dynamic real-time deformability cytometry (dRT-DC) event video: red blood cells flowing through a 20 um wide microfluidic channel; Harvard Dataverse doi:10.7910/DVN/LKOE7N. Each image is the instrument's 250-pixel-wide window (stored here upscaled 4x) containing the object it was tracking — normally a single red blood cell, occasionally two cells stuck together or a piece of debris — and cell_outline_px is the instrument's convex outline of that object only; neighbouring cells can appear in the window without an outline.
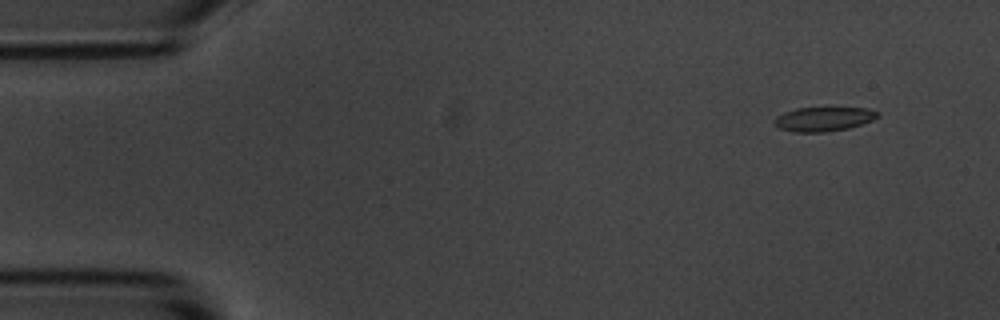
{"species": "common noctule bat (a hibernating species)", "species_latin": "Nyctalus noctula", "temperature_condition": "room temperature", "stored_images_in_passage": 4, "camera_frame_rate_fps": 3000, "um_per_image_px": 0.085, "animal": {"sex": "male", "body_mass_g": 20.1, "forearm_length_mm": 53.5}, "frame": {"image": 1, "passage_image": 1, "time_ms": 0.0, "image_size_px": [1000, 320], "cell_outline_px": [[880, 116], [872, 120], [848, 128], [824, 132], [792, 132], [780, 128], [776, 124], [776, 116], [784, 112], [796, 108], [868, 108], [880, 112]], "centroid_in_image_um": [70.04, 10.11], "position_along_channel_um": 15.0, "area_um2": 14.45}}
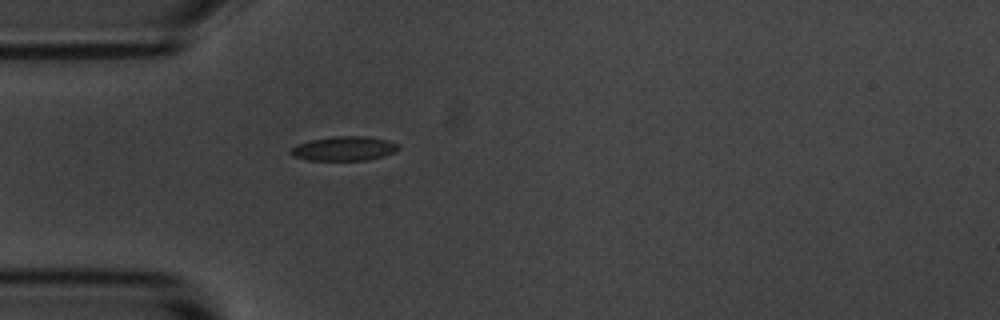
{"frame": {"image": 2, "passage_image": 4, "time_ms": 3.667, "image_size_px": [1000, 320], "cell_outline_px": [[400, 148], [396, 152], [384, 156], [368, 160], [308, 160], [292, 156], [288, 152], [296, 144], [312, 140], [336, 136], [368, 136], [388, 140], [400, 144]], "centroid_in_image_um": [29.28, 12.63], "position_along_channel_um": 55.7, "area_um2": 15.43}}